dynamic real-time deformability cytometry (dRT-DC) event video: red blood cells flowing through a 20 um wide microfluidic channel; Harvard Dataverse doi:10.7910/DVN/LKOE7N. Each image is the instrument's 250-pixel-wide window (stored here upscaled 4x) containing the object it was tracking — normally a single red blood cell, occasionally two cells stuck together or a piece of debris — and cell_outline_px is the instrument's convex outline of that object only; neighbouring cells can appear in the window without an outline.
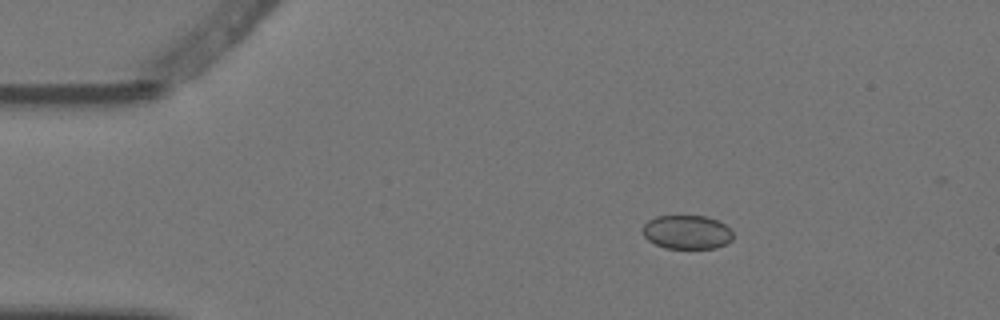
{"species": "Egyptian fruit bat (a non-hibernating species)", "species_latin": "Rousettus aegyptiacus", "temperature_condition": "warm", "stored_images_in_passage": 5, "camera_frame_rate_fps": 3000, "um_per_image_px": 0.085, "animal": {"sex": "female"}, "frame": {"image": 1, "passage_image": 2, "time_ms": 0.333, "image_size_px": [1000, 320], "cell_outline_px": [[732, 240], [716, 248], [664, 248], [648, 240], [644, 236], [640, 228], [648, 220], [656, 216], [708, 216], [724, 224], [732, 232]], "centroid_in_image_um": [58.35, 19.72], "position_along_channel_um": 26.7, "area_um2": 17.86}}
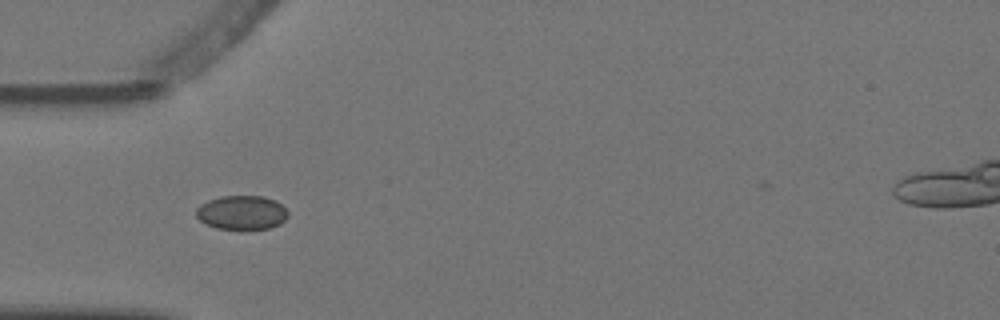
{"frame": {"image": 2, "passage_image": 4, "time_ms": 1.0, "image_size_px": [1000, 320], "cell_outline_px": [[288, 216], [280, 224], [268, 228], [240, 232], [216, 228], [200, 220], [196, 216], [196, 208], [200, 204], [208, 200], [220, 196], [264, 196], [276, 200], [288, 212]], "centroid_in_image_um": [20.54, 18.1], "position_along_channel_um": 64.5, "area_um2": 18.79}}
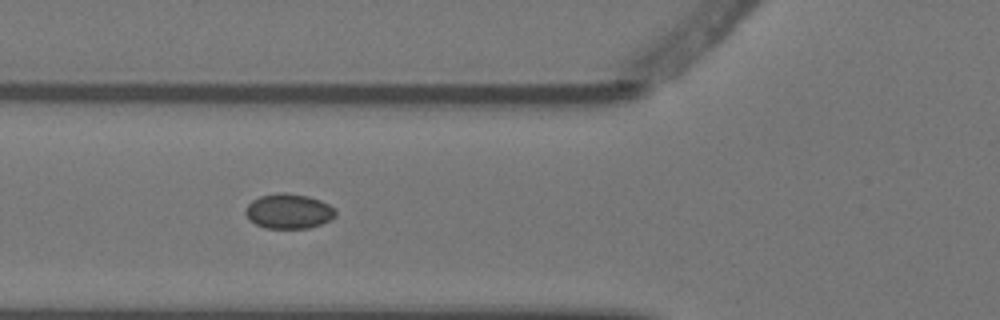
{"frame": {"image": 3, "passage_image": 5, "time_ms": 1.333, "image_size_px": [1000, 320], "cell_outline_px": [[336, 216], [320, 224], [308, 228], [264, 228], [256, 224], [244, 212], [248, 204], [252, 200], [260, 196], [280, 192], [284, 192], [308, 196], [320, 200], [336, 208]], "centroid_in_image_um": [24.55, 17.94], "position_along_channel_um": 101.2, "area_um2": 18.21}}